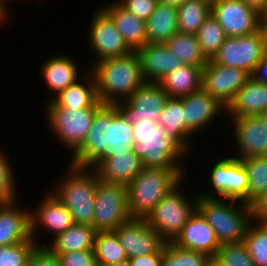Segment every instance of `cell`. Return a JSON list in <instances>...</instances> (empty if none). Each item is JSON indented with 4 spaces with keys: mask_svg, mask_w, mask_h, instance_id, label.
Wrapping results in <instances>:
<instances>
[{
    "mask_svg": "<svg viewBox=\"0 0 267 266\" xmlns=\"http://www.w3.org/2000/svg\"><path fill=\"white\" fill-rule=\"evenodd\" d=\"M133 144L132 123L116 105L103 104L95 113L85 141L67 164L94 168L103 158L129 150Z\"/></svg>",
    "mask_w": 267,
    "mask_h": 266,
    "instance_id": "obj_1",
    "label": "cell"
},
{
    "mask_svg": "<svg viewBox=\"0 0 267 266\" xmlns=\"http://www.w3.org/2000/svg\"><path fill=\"white\" fill-rule=\"evenodd\" d=\"M85 68L94 76L97 95L102 104L115 105L127 100L145 82L137 51L107 58Z\"/></svg>",
    "mask_w": 267,
    "mask_h": 266,
    "instance_id": "obj_2",
    "label": "cell"
},
{
    "mask_svg": "<svg viewBox=\"0 0 267 266\" xmlns=\"http://www.w3.org/2000/svg\"><path fill=\"white\" fill-rule=\"evenodd\" d=\"M132 134V150L145 168L184 169L190 151L177 138L167 135L157 122L137 120L132 123Z\"/></svg>",
    "mask_w": 267,
    "mask_h": 266,
    "instance_id": "obj_3",
    "label": "cell"
},
{
    "mask_svg": "<svg viewBox=\"0 0 267 266\" xmlns=\"http://www.w3.org/2000/svg\"><path fill=\"white\" fill-rule=\"evenodd\" d=\"M67 165L65 176L50 192L70 211L75 224L93 227L96 171L91 167Z\"/></svg>",
    "mask_w": 267,
    "mask_h": 266,
    "instance_id": "obj_4",
    "label": "cell"
},
{
    "mask_svg": "<svg viewBox=\"0 0 267 266\" xmlns=\"http://www.w3.org/2000/svg\"><path fill=\"white\" fill-rule=\"evenodd\" d=\"M185 169L143 168L126 185L131 218L145 219L153 208L187 175ZM186 175H185V174Z\"/></svg>",
    "mask_w": 267,
    "mask_h": 266,
    "instance_id": "obj_5",
    "label": "cell"
},
{
    "mask_svg": "<svg viewBox=\"0 0 267 266\" xmlns=\"http://www.w3.org/2000/svg\"><path fill=\"white\" fill-rule=\"evenodd\" d=\"M197 211L214 230L220 245L243 241L253 220L249 204L219 197L198 195Z\"/></svg>",
    "mask_w": 267,
    "mask_h": 266,
    "instance_id": "obj_6",
    "label": "cell"
},
{
    "mask_svg": "<svg viewBox=\"0 0 267 266\" xmlns=\"http://www.w3.org/2000/svg\"><path fill=\"white\" fill-rule=\"evenodd\" d=\"M183 181L184 179L163 197L145 218L147 224L159 233L166 243L177 238L197 210L198 193L192 195V200L187 199L188 195L183 194L186 192L180 186Z\"/></svg>",
    "mask_w": 267,
    "mask_h": 266,
    "instance_id": "obj_7",
    "label": "cell"
},
{
    "mask_svg": "<svg viewBox=\"0 0 267 266\" xmlns=\"http://www.w3.org/2000/svg\"><path fill=\"white\" fill-rule=\"evenodd\" d=\"M99 108H44L46 122L64 149L73 154L85 141Z\"/></svg>",
    "mask_w": 267,
    "mask_h": 266,
    "instance_id": "obj_8",
    "label": "cell"
},
{
    "mask_svg": "<svg viewBox=\"0 0 267 266\" xmlns=\"http://www.w3.org/2000/svg\"><path fill=\"white\" fill-rule=\"evenodd\" d=\"M93 228L113 231L131 218L126 185L97 179Z\"/></svg>",
    "mask_w": 267,
    "mask_h": 266,
    "instance_id": "obj_9",
    "label": "cell"
},
{
    "mask_svg": "<svg viewBox=\"0 0 267 266\" xmlns=\"http://www.w3.org/2000/svg\"><path fill=\"white\" fill-rule=\"evenodd\" d=\"M214 161L208 183L212 190L198 191V195L247 203L248 174L241 160L225 156Z\"/></svg>",
    "mask_w": 267,
    "mask_h": 266,
    "instance_id": "obj_10",
    "label": "cell"
},
{
    "mask_svg": "<svg viewBox=\"0 0 267 266\" xmlns=\"http://www.w3.org/2000/svg\"><path fill=\"white\" fill-rule=\"evenodd\" d=\"M265 52L262 34L258 30L245 36L226 37L211 60L216 64L242 69L251 76Z\"/></svg>",
    "mask_w": 267,
    "mask_h": 266,
    "instance_id": "obj_11",
    "label": "cell"
},
{
    "mask_svg": "<svg viewBox=\"0 0 267 266\" xmlns=\"http://www.w3.org/2000/svg\"><path fill=\"white\" fill-rule=\"evenodd\" d=\"M89 28L86 35L88 38V46L95 59L92 61L93 65L96 62L107 58H115L127 55L131 52L125 44L121 34L118 32L113 20L101 9L95 11L91 18Z\"/></svg>",
    "mask_w": 267,
    "mask_h": 266,
    "instance_id": "obj_12",
    "label": "cell"
},
{
    "mask_svg": "<svg viewBox=\"0 0 267 266\" xmlns=\"http://www.w3.org/2000/svg\"><path fill=\"white\" fill-rule=\"evenodd\" d=\"M211 15L226 37H239L259 30L260 14L243 0H211Z\"/></svg>",
    "mask_w": 267,
    "mask_h": 266,
    "instance_id": "obj_13",
    "label": "cell"
},
{
    "mask_svg": "<svg viewBox=\"0 0 267 266\" xmlns=\"http://www.w3.org/2000/svg\"><path fill=\"white\" fill-rule=\"evenodd\" d=\"M168 97L158 82H144L127 100L115 105L131 123L137 120L157 122Z\"/></svg>",
    "mask_w": 267,
    "mask_h": 266,
    "instance_id": "obj_14",
    "label": "cell"
},
{
    "mask_svg": "<svg viewBox=\"0 0 267 266\" xmlns=\"http://www.w3.org/2000/svg\"><path fill=\"white\" fill-rule=\"evenodd\" d=\"M250 77L242 69L216 64L210 59L203 68L202 89L227 108Z\"/></svg>",
    "mask_w": 267,
    "mask_h": 266,
    "instance_id": "obj_15",
    "label": "cell"
},
{
    "mask_svg": "<svg viewBox=\"0 0 267 266\" xmlns=\"http://www.w3.org/2000/svg\"><path fill=\"white\" fill-rule=\"evenodd\" d=\"M42 197L40 205L30 210L31 235L37 245H45L38 238L41 229L54 238L74 224L70 211L50 191ZM43 227V228H42ZM40 229V230H39ZM39 233H38V232ZM49 231V232H48ZM40 241V243H39Z\"/></svg>",
    "mask_w": 267,
    "mask_h": 266,
    "instance_id": "obj_16",
    "label": "cell"
},
{
    "mask_svg": "<svg viewBox=\"0 0 267 266\" xmlns=\"http://www.w3.org/2000/svg\"><path fill=\"white\" fill-rule=\"evenodd\" d=\"M114 231L128 259L156 253L166 243L145 219L132 218Z\"/></svg>",
    "mask_w": 267,
    "mask_h": 266,
    "instance_id": "obj_17",
    "label": "cell"
},
{
    "mask_svg": "<svg viewBox=\"0 0 267 266\" xmlns=\"http://www.w3.org/2000/svg\"><path fill=\"white\" fill-rule=\"evenodd\" d=\"M234 130V158L241 160L253 156H267V127L259 116L231 118Z\"/></svg>",
    "mask_w": 267,
    "mask_h": 266,
    "instance_id": "obj_18",
    "label": "cell"
},
{
    "mask_svg": "<svg viewBox=\"0 0 267 266\" xmlns=\"http://www.w3.org/2000/svg\"><path fill=\"white\" fill-rule=\"evenodd\" d=\"M183 111L186 133L192 137L204 131L207 125L209 127L215 119H218V115H223L221 114L223 111L226 113V107L201 89L183 96Z\"/></svg>",
    "mask_w": 267,
    "mask_h": 266,
    "instance_id": "obj_19",
    "label": "cell"
},
{
    "mask_svg": "<svg viewBox=\"0 0 267 266\" xmlns=\"http://www.w3.org/2000/svg\"><path fill=\"white\" fill-rule=\"evenodd\" d=\"M82 78L80 77L65 90L60 91L50 101L45 102V108H76L77 110L100 108L103 104L98 98L92 72L86 69Z\"/></svg>",
    "mask_w": 267,
    "mask_h": 266,
    "instance_id": "obj_20",
    "label": "cell"
},
{
    "mask_svg": "<svg viewBox=\"0 0 267 266\" xmlns=\"http://www.w3.org/2000/svg\"><path fill=\"white\" fill-rule=\"evenodd\" d=\"M19 200L0 202V246L13 245L33 239L29 208Z\"/></svg>",
    "mask_w": 267,
    "mask_h": 266,
    "instance_id": "obj_21",
    "label": "cell"
},
{
    "mask_svg": "<svg viewBox=\"0 0 267 266\" xmlns=\"http://www.w3.org/2000/svg\"><path fill=\"white\" fill-rule=\"evenodd\" d=\"M173 243L183 249L205 253L210 257H216L221 246L214 230L197 210Z\"/></svg>",
    "mask_w": 267,
    "mask_h": 266,
    "instance_id": "obj_22",
    "label": "cell"
},
{
    "mask_svg": "<svg viewBox=\"0 0 267 266\" xmlns=\"http://www.w3.org/2000/svg\"><path fill=\"white\" fill-rule=\"evenodd\" d=\"M143 168L142 159L131 148L103 158L93 169L103 181L127 185Z\"/></svg>",
    "mask_w": 267,
    "mask_h": 266,
    "instance_id": "obj_23",
    "label": "cell"
},
{
    "mask_svg": "<svg viewBox=\"0 0 267 266\" xmlns=\"http://www.w3.org/2000/svg\"><path fill=\"white\" fill-rule=\"evenodd\" d=\"M137 53L145 82H159L166 74L184 65L165 43H147Z\"/></svg>",
    "mask_w": 267,
    "mask_h": 266,
    "instance_id": "obj_24",
    "label": "cell"
},
{
    "mask_svg": "<svg viewBox=\"0 0 267 266\" xmlns=\"http://www.w3.org/2000/svg\"><path fill=\"white\" fill-rule=\"evenodd\" d=\"M78 67L74 58L66 54L52 55L47 60L45 59L40 68V75L43 81L45 80L48 91L50 90L49 92L53 95L47 101L82 77L83 74Z\"/></svg>",
    "mask_w": 267,
    "mask_h": 266,
    "instance_id": "obj_25",
    "label": "cell"
},
{
    "mask_svg": "<svg viewBox=\"0 0 267 266\" xmlns=\"http://www.w3.org/2000/svg\"><path fill=\"white\" fill-rule=\"evenodd\" d=\"M99 7L113 20L115 27L131 51H138L147 44L145 21L134 16L117 0Z\"/></svg>",
    "mask_w": 267,
    "mask_h": 266,
    "instance_id": "obj_26",
    "label": "cell"
},
{
    "mask_svg": "<svg viewBox=\"0 0 267 266\" xmlns=\"http://www.w3.org/2000/svg\"><path fill=\"white\" fill-rule=\"evenodd\" d=\"M265 110H267V83L257 82L250 77L226 108V116L230 115V118L258 116Z\"/></svg>",
    "mask_w": 267,
    "mask_h": 266,
    "instance_id": "obj_27",
    "label": "cell"
},
{
    "mask_svg": "<svg viewBox=\"0 0 267 266\" xmlns=\"http://www.w3.org/2000/svg\"><path fill=\"white\" fill-rule=\"evenodd\" d=\"M204 67L184 64L158 82L169 97L180 98L202 89Z\"/></svg>",
    "mask_w": 267,
    "mask_h": 266,
    "instance_id": "obj_28",
    "label": "cell"
},
{
    "mask_svg": "<svg viewBox=\"0 0 267 266\" xmlns=\"http://www.w3.org/2000/svg\"><path fill=\"white\" fill-rule=\"evenodd\" d=\"M147 43H166L178 33L177 6L158 2L153 14L145 21Z\"/></svg>",
    "mask_w": 267,
    "mask_h": 266,
    "instance_id": "obj_29",
    "label": "cell"
},
{
    "mask_svg": "<svg viewBox=\"0 0 267 266\" xmlns=\"http://www.w3.org/2000/svg\"><path fill=\"white\" fill-rule=\"evenodd\" d=\"M97 231L88 225L73 224L66 231L57 234L45 245L53 253L77 252L94 249Z\"/></svg>",
    "mask_w": 267,
    "mask_h": 266,
    "instance_id": "obj_30",
    "label": "cell"
},
{
    "mask_svg": "<svg viewBox=\"0 0 267 266\" xmlns=\"http://www.w3.org/2000/svg\"><path fill=\"white\" fill-rule=\"evenodd\" d=\"M157 123L164 127L167 135L177 138L191 152L193 142L190 140L193 138L186 133L183 97H168Z\"/></svg>",
    "mask_w": 267,
    "mask_h": 266,
    "instance_id": "obj_31",
    "label": "cell"
},
{
    "mask_svg": "<svg viewBox=\"0 0 267 266\" xmlns=\"http://www.w3.org/2000/svg\"><path fill=\"white\" fill-rule=\"evenodd\" d=\"M211 14V0H185L177 6V25L180 33L196 34Z\"/></svg>",
    "mask_w": 267,
    "mask_h": 266,
    "instance_id": "obj_32",
    "label": "cell"
},
{
    "mask_svg": "<svg viewBox=\"0 0 267 266\" xmlns=\"http://www.w3.org/2000/svg\"><path fill=\"white\" fill-rule=\"evenodd\" d=\"M183 64L204 67L208 59L202 53L196 34L176 33L165 43Z\"/></svg>",
    "mask_w": 267,
    "mask_h": 266,
    "instance_id": "obj_33",
    "label": "cell"
},
{
    "mask_svg": "<svg viewBox=\"0 0 267 266\" xmlns=\"http://www.w3.org/2000/svg\"><path fill=\"white\" fill-rule=\"evenodd\" d=\"M94 251L98 266H110L128 260L127 254L114 230L96 233Z\"/></svg>",
    "mask_w": 267,
    "mask_h": 266,
    "instance_id": "obj_34",
    "label": "cell"
},
{
    "mask_svg": "<svg viewBox=\"0 0 267 266\" xmlns=\"http://www.w3.org/2000/svg\"><path fill=\"white\" fill-rule=\"evenodd\" d=\"M243 242L255 266H267V221L252 220Z\"/></svg>",
    "mask_w": 267,
    "mask_h": 266,
    "instance_id": "obj_35",
    "label": "cell"
},
{
    "mask_svg": "<svg viewBox=\"0 0 267 266\" xmlns=\"http://www.w3.org/2000/svg\"><path fill=\"white\" fill-rule=\"evenodd\" d=\"M247 174V204H251L267 189V156L241 159Z\"/></svg>",
    "mask_w": 267,
    "mask_h": 266,
    "instance_id": "obj_36",
    "label": "cell"
},
{
    "mask_svg": "<svg viewBox=\"0 0 267 266\" xmlns=\"http://www.w3.org/2000/svg\"><path fill=\"white\" fill-rule=\"evenodd\" d=\"M196 36L202 53L208 60L218 52L226 38L223 28L211 14L204 20Z\"/></svg>",
    "mask_w": 267,
    "mask_h": 266,
    "instance_id": "obj_37",
    "label": "cell"
},
{
    "mask_svg": "<svg viewBox=\"0 0 267 266\" xmlns=\"http://www.w3.org/2000/svg\"><path fill=\"white\" fill-rule=\"evenodd\" d=\"M210 256L194 250L183 249L173 242L165 243L161 266H206Z\"/></svg>",
    "mask_w": 267,
    "mask_h": 266,
    "instance_id": "obj_38",
    "label": "cell"
},
{
    "mask_svg": "<svg viewBox=\"0 0 267 266\" xmlns=\"http://www.w3.org/2000/svg\"><path fill=\"white\" fill-rule=\"evenodd\" d=\"M36 245L34 239H29L18 244L0 246V266H27Z\"/></svg>",
    "mask_w": 267,
    "mask_h": 266,
    "instance_id": "obj_39",
    "label": "cell"
},
{
    "mask_svg": "<svg viewBox=\"0 0 267 266\" xmlns=\"http://www.w3.org/2000/svg\"><path fill=\"white\" fill-rule=\"evenodd\" d=\"M10 161L7 153L0 149V202H11L18 199L17 178L13 172L14 168H12L14 165Z\"/></svg>",
    "mask_w": 267,
    "mask_h": 266,
    "instance_id": "obj_40",
    "label": "cell"
},
{
    "mask_svg": "<svg viewBox=\"0 0 267 266\" xmlns=\"http://www.w3.org/2000/svg\"><path fill=\"white\" fill-rule=\"evenodd\" d=\"M216 258L225 266H255L243 241L222 244Z\"/></svg>",
    "mask_w": 267,
    "mask_h": 266,
    "instance_id": "obj_41",
    "label": "cell"
},
{
    "mask_svg": "<svg viewBox=\"0 0 267 266\" xmlns=\"http://www.w3.org/2000/svg\"><path fill=\"white\" fill-rule=\"evenodd\" d=\"M58 254L61 266H98L94 249Z\"/></svg>",
    "mask_w": 267,
    "mask_h": 266,
    "instance_id": "obj_42",
    "label": "cell"
},
{
    "mask_svg": "<svg viewBox=\"0 0 267 266\" xmlns=\"http://www.w3.org/2000/svg\"><path fill=\"white\" fill-rule=\"evenodd\" d=\"M27 266H61L58 254L46 245H36L27 261Z\"/></svg>",
    "mask_w": 267,
    "mask_h": 266,
    "instance_id": "obj_43",
    "label": "cell"
},
{
    "mask_svg": "<svg viewBox=\"0 0 267 266\" xmlns=\"http://www.w3.org/2000/svg\"><path fill=\"white\" fill-rule=\"evenodd\" d=\"M125 9L146 21L154 12L158 0H117Z\"/></svg>",
    "mask_w": 267,
    "mask_h": 266,
    "instance_id": "obj_44",
    "label": "cell"
},
{
    "mask_svg": "<svg viewBox=\"0 0 267 266\" xmlns=\"http://www.w3.org/2000/svg\"><path fill=\"white\" fill-rule=\"evenodd\" d=\"M164 246L156 253L128 259L131 266H161Z\"/></svg>",
    "mask_w": 267,
    "mask_h": 266,
    "instance_id": "obj_45",
    "label": "cell"
},
{
    "mask_svg": "<svg viewBox=\"0 0 267 266\" xmlns=\"http://www.w3.org/2000/svg\"><path fill=\"white\" fill-rule=\"evenodd\" d=\"M250 206L253 220L267 221V189Z\"/></svg>",
    "mask_w": 267,
    "mask_h": 266,
    "instance_id": "obj_46",
    "label": "cell"
},
{
    "mask_svg": "<svg viewBox=\"0 0 267 266\" xmlns=\"http://www.w3.org/2000/svg\"><path fill=\"white\" fill-rule=\"evenodd\" d=\"M251 77L257 82L267 83V52L255 67Z\"/></svg>",
    "mask_w": 267,
    "mask_h": 266,
    "instance_id": "obj_47",
    "label": "cell"
},
{
    "mask_svg": "<svg viewBox=\"0 0 267 266\" xmlns=\"http://www.w3.org/2000/svg\"><path fill=\"white\" fill-rule=\"evenodd\" d=\"M247 5L256 10L259 14L265 8L267 0H243Z\"/></svg>",
    "mask_w": 267,
    "mask_h": 266,
    "instance_id": "obj_48",
    "label": "cell"
},
{
    "mask_svg": "<svg viewBox=\"0 0 267 266\" xmlns=\"http://www.w3.org/2000/svg\"><path fill=\"white\" fill-rule=\"evenodd\" d=\"M259 30L262 34L265 51L267 52V20H260Z\"/></svg>",
    "mask_w": 267,
    "mask_h": 266,
    "instance_id": "obj_49",
    "label": "cell"
},
{
    "mask_svg": "<svg viewBox=\"0 0 267 266\" xmlns=\"http://www.w3.org/2000/svg\"><path fill=\"white\" fill-rule=\"evenodd\" d=\"M12 0H10L11 2ZM9 3V0H0V9H2V11L8 15L9 17H11V13L9 14V12H12V11H9L10 8H8L7 4Z\"/></svg>",
    "mask_w": 267,
    "mask_h": 266,
    "instance_id": "obj_50",
    "label": "cell"
},
{
    "mask_svg": "<svg viewBox=\"0 0 267 266\" xmlns=\"http://www.w3.org/2000/svg\"><path fill=\"white\" fill-rule=\"evenodd\" d=\"M206 266H225L222 262H220L216 257H210Z\"/></svg>",
    "mask_w": 267,
    "mask_h": 266,
    "instance_id": "obj_51",
    "label": "cell"
},
{
    "mask_svg": "<svg viewBox=\"0 0 267 266\" xmlns=\"http://www.w3.org/2000/svg\"><path fill=\"white\" fill-rule=\"evenodd\" d=\"M184 1L185 0H158V2H160V3L171 4V5H174V6H179Z\"/></svg>",
    "mask_w": 267,
    "mask_h": 266,
    "instance_id": "obj_52",
    "label": "cell"
},
{
    "mask_svg": "<svg viewBox=\"0 0 267 266\" xmlns=\"http://www.w3.org/2000/svg\"><path fill=\"white\" fill-rule=\"evenodd\" d=\"M11 20L10 18H9V16L8 15H6L3 11H2V9H0V26H1V24H2V27L4 26V24H6L9 20Z\"/></svg>",
    "mask_w": 267,
    "mask_h": 266,
    "instance_id": "obj_53",
    "label": "cell"
},
{
    "mask_svg": "<svg viewBox=\"0 0 267 266\" xmlns=\"http://www.w3.org/2000/svg\"><path fill=\"white\" fill-rule=\"evenodd\" d=\"M258 116L262 120V122L265 124V126L267 127V110H265L264 112H261Z\"/></svg>",
    "mask_w": 267,
    "mask_h": 266,
    "instance_id": "obj_54",
    "label": "cell"
},
{
    "mask_svg": "<svg viewBox=\"0 0 267 266\" xmlns=\"http://www.w3.org/2000/svg\"><path fill=\"white\" fill-rule=\"evenodd\" d=\"M260 20H267V3L265 8L260 13Z\"/></svg>",
    "mask_w": 267,
    "mask_h": 266,
    "instance_id": "obj_55",
    "label": "cell"
},
{
    "mask_svg": "<svg viewBox=\"0 0 267 266\" xmlns=\"http://www.w3.org/2000/svg\"><path fill=\"white\" fill-rule=\"evenodd\" d=\"M110 266H131L129 261H123V262H119L117 264H113V265H110Z\"/></svg>",
    "mask_w": 267,
    "mask_h": 266,
    "instance_id": "obj_56",
    "label": "cell"
}]
</instances>
